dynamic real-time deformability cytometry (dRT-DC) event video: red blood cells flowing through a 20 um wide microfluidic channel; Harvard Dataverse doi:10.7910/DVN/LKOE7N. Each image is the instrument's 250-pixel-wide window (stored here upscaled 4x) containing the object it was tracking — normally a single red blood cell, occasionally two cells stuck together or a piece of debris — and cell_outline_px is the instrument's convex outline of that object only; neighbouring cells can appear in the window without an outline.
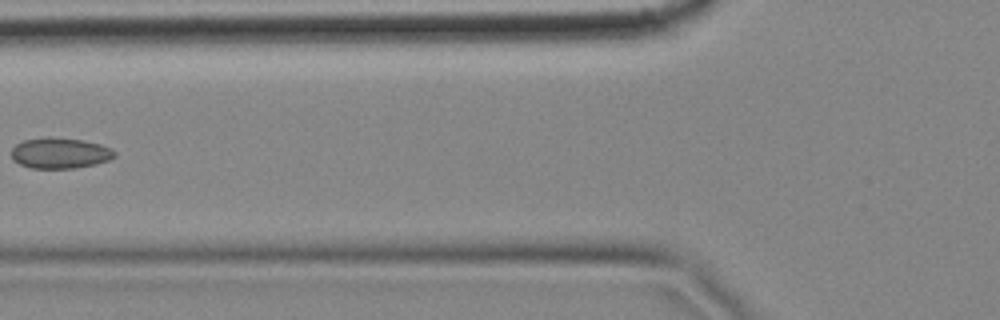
{"species": "common noctule bat (a hibernating species)", "species_latin": "Nyctalus noctula", "temperature_condition": "cold", "stored_images_in_passage": 7, "camera_frame_rate_fps": 3000, "um_per_image_px": 0.085, "animal": {"sex": "female", "body_mass_g": 18.4}, "frame": {"image": 1, "passage_image": 5, "time_ms": 1.333, "image_size_px": [1000, 320], "cell_outline_px": [[116, 156], [108, 160], [96, 164], [72, 168], [32, 168], [20, 164], [12, 160], [12, 148], [16, 144], [24, 140], [84, 140], [100, 144], [112, 148], [116, 152]], "centroid_in_image_um": [5.14, 13.06], "position_along_channel_um": 120.7, "area_um2": 17.74}}
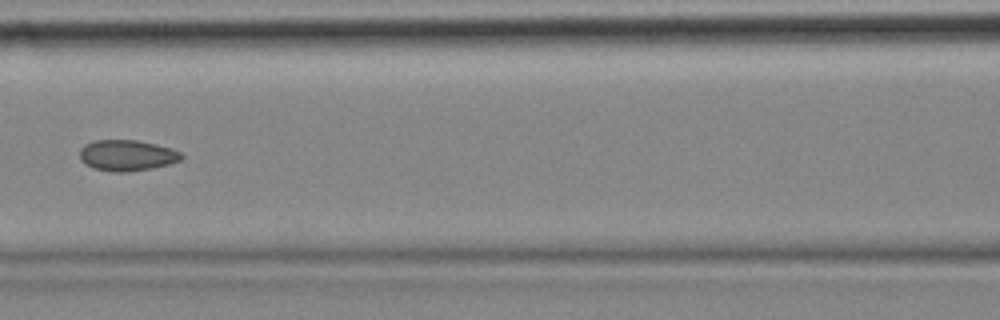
{"frame": {"image": 2, "passage_image": 6, "time_ms": 1.667, "image_size_px": [1000, 320], "cell_outline_px": [[184, 156], [180, 160], [168, 164], [152, 168], [124, 172], [112, 172], [92, 168], [84, 164], [80, 160], [80, 148], [84, 144], [96, 140], [136, 140], [156, 144], [172, 148], [180, 152]], "centroid_in_image_um": [10.76, 13.2], "position_along_channel_um": 155.8, "area_um2": 18.44}}